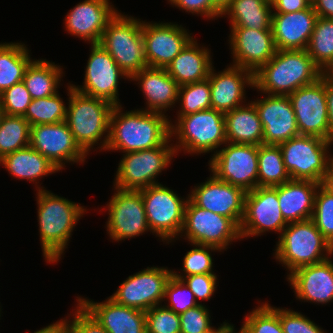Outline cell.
Returning <instances> with one entry per match:
<instances>
[{
    "label": "cell",
    "instance_id": "cell-1",
    "mask_svg": "<svg viewBox=\"0 0 333 333\" xmlns=\"http://www.w3.org/2000/svg\"><path fill=\"white\" fill-rule=\"evenodd\" d=\"M35 195L43 258L46 263L53 265L64 257L72 232L88 209L46 188L37 190Z\"/></svg>",
    "mask_w": 333,
    "mask_h": 333
},
{
    "label": "cell",
    "instance_id": "cell-2",
    "mask_svg": "<svg viewBox=\"0 0 333 333\" xmlns=\"http://www.w3.org/2000/svg\"><path fill=\"white\" fill-rule=\"evenodd\" d=\"M114 105L110 115L109 139L105 151L123 154L163 145L170 137V116L140 108L123 111Z\"/></svg>",
    "mask_w": 333,
    "mask_h": 333
},
{
    "label": "cell",
    "instance_id": "cell-3",
    "mask_svg": "<svg viewBox=\"0 0 333 333\" xmlns=\"http://www.w3.org/2000/svg\"><path fill=\"white\" fill-rule=\"evenodd\" d=\"M66 84L68 106L65 122L76 143L89 156L93 148V152H104L108 144L110 115L114 105L105 99L78 92L70 81Z\"/></svg>",
    "mask_w": 333,
    "mask_h": 333
},
{
    "label": "cell",
    "instance_id": "cell-4",
    "mask_svg": "<svg viewBox=\"0 0 333 333\" xmlns=\"http://www.w3.org/2000/svg\"><path fill=\"white\" fill-rule=\"evenodd\" d=\"M323 71L307 50H277L256 73L254 90L267 95L288 96L300 87L315 83Z\"/></svg>",
    "mask_w": 333,
    "mask_h": 333
},
{
    "label": "cell",
    "instance_id": "cell-5",
    "mask_svg": "<svg viewBox=\"0 0 333 333\" xmlns=\"http://www.w3.org/2000/svg\"><path fill=\"white\" fill-rule=\"evenodd\" d=\"M169 121L171 139L177 155L182 151L191 156L210 152L214 155L227 142L225 117L221 111L210 108L176 116L173 121L169 118Z\"/></svg>",
    "mask_w": 333,
    "mask_h": 333
},
{
    "label": "cell",
    "instance_id": "cell-6",
    "mask_svg": "<svg viewBox=\"0 0 333 333\" xmlns=\"http://www.w3.org/2000/svg\"><path fill=\"white\" fill-rule=\"evenodd\" d=\"M277 238L273 257L287 270V275L333 255V246L312 219L290 222Z\"/></svg>",
    "mask_w": 333,
    "mask_h": 333
},
{
    "label": "cell",
    "instance_id": "cell-7",
    "mask_svg": "<svg viewBox=\"0 0 333 333\" xmlns=\"http://www.w3.org/2000/svg\"><path fill=\"white\" fill-rule=\"evenodd\" d=\"M99 44L130 78L148 67L139 18L120 10L104 29Z\"/></svg>",
    "mask_w": 333,
    "mask_h": 333
},
{
    "label": "cell",
    "instance_id": "cell-8",
    "mask_svg": "<svg viewBox=\"0 0 333 333\" xmlns=\"http://www.w3.org/2000/svg\"><path fill=\"white\" fill-rule=\"evenodd\" d=\"M122 155L114 174L113 187L134 191L160 184L158 175H162V171L173 163V157H177L171 137L159 147Z\"/></svg>",
    "mask_w": 333,
    "mask_h": 333
},
{
    "label": "cell",
    "instance_id": "cell-9",
    "mask_svg": "<svg viewBox=\"0 0 333 333\" xmlns=\"http://www.w3.org/2000/svg\"><path fill=\"white\" fill-rule=\"evenodd\" d=\"M140 192L151 233L166 245L179 240L189 194L181 197L177 191L161 183L149 186Z\"/></svg>",
    "mask_w": 333,
    "mask_h": 333
},
{
    "label": "cell",
    "instance_id": "cell-10",
    "mask_svg": "<svg viewBox=\"0 0 333 333\" xmlns=\"http://www.w3.org/2000/svg\"><path fill=\"white\" fill-rule=\"evenodd\" d=\"M283 162L292 180L321 184L330 159L333 142L316 136L299 135L279 144Z\"/></svg>",
    "mask_w": 333,
    "mask_h": 333
},
{
    "label": "cell",
    "instance_id": "cell-11",
    "mask_svg": "<svg viewBox=\"0 0 333 333\" xmlns=\"http://www.w3.org/2000/svg\"><path fill=\"white\" fill-rule=\"evenodd\" d=\"M180 238L188 244L212 246L221 252L227 251L232 242L242 241L239 227L230 218L200 208L190 199L185 206Z\"/></svg>",
    "mask_w": 333,
    "mask_h": 333
},
{
    "label": "cell",
    "instance_id": "cell-12",
    "mask_svg": "<svg viewBox=\"0 0 333 333\" xmlns=\"http://www.w3.org/2000/svg\"><path fill=\"white\" fill-rule=\"evenodd\" d=\"M209 171L219 180L246 192L258 186V145L226 142L208 162Z\"/></svg>",
    "mask_w": 333,
    "mask_h": 333
},
{
    "label": "cell",
    "instance_id": "cell-13",
    "mask_svg": "<svg viewBox=\"0 0 333 333\" xmlns=\"http://www.w3.org/2000/svg\"><path fill=\"white\" fill-rule=\"evenodd\" d=\"M113 190L109 202L102 208L108 212L105 228L109 239L119 243L147 232L151 234L141 192L116 187Z\"/></svg>",
    "mask_w": 333,
    "mask_h": 333
},
{
    "label": "cell",
    "instance_id": "cell-14",
    "mask_svg": "<svg viewBox=\"0 0 333 333\" xmlns=\"http://www.w3.org/2000/svg\"><path fill=\"white\" fill-rule=\"evenodd\" d=\"M171 276L172 269L168 267L148 266L129 275L109 297L120 305L147 311L163 303Z\"/></svg>",
    "mask_w": 333,
    "mask_h": 333
},
{
    "label": "cell",
    "instance_id": "cell-15",
    "mask_svg": "<svg viewBox=\"0 0 333 333\" xmlns=\"http://www.w3.org/2000/svg\"><path fill=\"white\" fill-rule=\"evenodd\" d=\"M288 224L280 210L277 191L273 187L257 186L246 193L244 215L239 226L242 240L273 231L279 237Z\"/></svg>",
    "mask_w": 333,
    "mask_h": 333
},
{
    "label": "cell",
    "instance_id": "cell-16",
    "mask_svg": "<svg viewBox=\"0 0 333 333\" xmlns=\"http://www.w3.org/2000/svg\"><path fill=\"white\" fill-rule=\"evenodd\" d=\"M90 46L83 85L76 86L72 83L73 88L85 95L105 99L113 105H121L118 93V85L121 83L119 80L130 81V77L100 44Z\"/></svg>",
    "mask_w": 333,
    "mask_h": 333
},
{
    "label": "cell",
    "instance_id": "cell-17",
    "mask_svg": "<svg viewBox=\"0 0 333 333\" xmlns=\"http://www.w3.org/2000/svg\"><path fill=\"white\" fill-rule=\"evenodd\" d=\"M30 146L49 159L61 172L67 165H81L88 155L76 143L65 121L31 126Z\"/></svg>",
    "mask_w": 333,
    "mask_h": 333
},
{
    "label": "cell",
    "instance_id": "cell-18",
    "mask_svg": "<svg viewBox=\"0 0 333 333\" xmlns=\"http://www.w3.org/2000/svg\"><path fill=\"white\" fill-rule=\"evenodd\" d=\"M142 37L148 67L166 68L194 35L176 22L142 20Z\"/></svg>",
    "mask_w": 333,
    "mask_h": 333
},
{
    "label": "cell",
    "instance_id": "cell-19",
    "mask_svg": "<svg viewBox=\"0 0 333 333\" xmlns=\"http://www.w3.org/2000/svg\"><path fill=\"white\" fill-rule=\"evenodd\" d=\"M300 135L316 136L329 141L325 76L315 83L300 87L288 95Z\"/></svg>",
    "mask_w": 333,
    "mask_h": 333
},
{
    "label": "cell",
    "instance_id": "cell-20",
    "mask_svg": "<svg viewBox=\"0 0 333 333\" xmlns=\"http://www.w3.org/2000/svg\"><path fill=\"white\" fill-rule=\"evenodd\" d=\"M191 189L189 199L196 206L230 218L240 226L244 215L245 190L217 179L211 172L205 182Z\"/></svg>",
    "mask_w": 333,
    "mask_h": 333
},
{
    "label": "cell",
    "instance_id": "cell-21",
    "mask_svg": "<svg viewBox=\"0 0 333 333\" xmlns=\"http://www.w3.org/2000/svg\"><path fill=\"white\" fill-rule=\"evenodd\" d=\"M228 36L232 65L256 73L275 54L276 46L272 30L230 27Z\"/></svg>",
    "mask_w": 333,
    "mask_h": 333
},
{
    "label": "cell",
    "instance_id": "cell-22",
    "mask_svg": "<svg viewBox=\"0 0 333 333\" xmlns=\"http://www.w3.org/2000/svg\"><path fill=\"white\" fill-rule=\"evenodd\" d=\"M110 0H83L71 8L64 20V30L88 44H99L104 29L119 12Z\"/></svg>",
    "mask_w": 333,
    "mask_h": 333
},
{
    "label": "cell",
    "instance_id": "cell-23",
    "mask_svg": "<svg viewBox=\"0 0 333 333\" xmlns=\"http://www.w3.org/2000/svg\"><path fill=\"white\" fill-rule=\"evenodd\" d=\"M264 96L252 99L263 127V144L279 145L299 136L290 98L267 94Z\"/></svg>",
    "mask_w": 333,
    "mask_h": 333
},
{
    "label": "cell",
    "instance_id": "cell-24",
    "mask_svg": "<svg viewBox=\"0 0 333 333\" xmlns=\"http://www.w3.org/2000/svg\"><path fill=\"white\" fill-rule=\"evenodd\" d=\"M208 79L211 88V108L223 113L246 104V88L254 89V74L232 64L218 72L212 65Z\"/></svg>",
    "mask_w": 333,
    "mask_h": 333
},
{
    "label": "cell",
    "instance_id": "cell-25",
    "mask_svg": "<svg viewBox=\"0 0 333 333\" xmlns=\"http://www.w3.org/2000/svg\"><path fill=\"white\" fill-rule=\"evenodd\" d=\"M295 298L302 302L327 305L333 302V260L299 267L286 276Z\"/></svg>",
    "mask_w": 333,
    "mask_h": 333
},
{
    "label": "cell",
    "instance_id": "cell-26",
    "mask_svg": "<svg viewBox=\"0 0 333 333\" xmlns=\"http://www.w3.org/2000/svg\"><path fill=\"white\" fill-rule=\"evenodd\" d=\"M75 297L108 333H146L145 311L120 305L110 297L102 302L79 295Z\"/></svg>",
    "mask_w": 333,
    "mask_h": 333
},
{
    "label": "cell",
    "instance_id": "cell-27",
    "mask_svg": "<svg viewBox=\"0 0 333 333\" xmlns=\"http://www.w3.org/2000/svg\"><path fill=\"white\" fill-rule=\"evenodd\" d=\"M135 82L145 99V111L158 112L168 116L178 101V83L165 68L146 67L130 78ZM171 108V109H170Z\"/></svg>",
    "mask_w": 333,
    "mask_h": 333
},
{
    "label": "cell",
    "instance_id": "cell-28",
    "mask_svg": "<svg viewBox=\"0 0 333 333\" xmlns=\"http://www.w3.org/2000/svg\"><path fill=\"white\" fill-rule=\"evenodd\" d=\"M318 15L312 5L304 10L272 14V31L277 50H306Z\"/></svg>",
    "mask_w": 333,
    "mask_h": 333
},
{
    "label": "cell",
    "instance_id": "cell-29",
    "mask_svg": "<svg viewBox=\"0 0 333 333\" xmlns=\"http://www.w3.org/2000/svg\"><path fill=\"white\" fill-rule=\"evenodd\" d=\"M320 183L310 180H289L274 186L284 219L290 222L312 218L315 193Z\"/></svg>",
    "mask_w": 333,
    "mask_h": 333
},
{
    "label": "cell",
    "instance_id": "cell-30",
    "mask_svg": "<svg viewBox=\"0 0 333 333\" xmlns=\"http://www.w3.org/2000/svg\"><path fill=\"white\" fill-rule=\"evenodd\" d=\"M195 39L196 37L165 68L179 86L206 80L213 65L210 48Z\"/></svg>",
    "mask_w": 333,
    "mask_h": 333
},
{
    "label": "cell",
    "instance_id": "cell-31",
    "mask_svg": "<svg viewBox=\"0 0 333 333\" xmlns=\"http://www.w3.org/2000/svg\"><path fill=\"white\" fill-rule=\"evenodd\" d=\"M0 166L17 180H27L35 185V191L44 190L39 181L60 170L31 146L16 150L0 159ZM40 183V185H39Z\"/></svg>",
    "mask_w": 333,
    "mask_h": 333
},
{
    "label": "cell",
    "instance_id": "cell-32",
    "mask_svg": "<svg viewBox=\"0 0 333 333\" xmlns=\"http://www.w3.org/2000/svg\"><path fill=\"white\" fill-rule=\"evenodd\" d=\"M227 142L263 144V127L252 100L224 113Z\"/></svg>",
    "mask_w": 333,
    "mask_h": 333
},
{
    "label": "cell",
    "instance_id": "cell-33",
    "mask_svg": "<svg viewBox=\"0 0 333 333\" xmlns=\"http://www.w3.org/2000/svg\"><path fill=\"white\" fill-rule=\"evenodd\" d=\"M61 65L46 59H35L25 70L23 83L32 99H41L56 94L63 86V75L66 71Z\"/></svg>",
    "mask_w": 333,
    "mask_h": 333
},
{
    "label": "cell",
    "instance_id": "cell-34",
    "mask_svg": "<svg viewBox=\"0 0 333 333\" xmlns=\"http://www.w3.org/2000/svg\"><path fill=\"white\" fill-rule=\"evenodd\" d=\"M272 4L265 0H232L221 14L227 17L229 27L272 30Z\"/></svg>",
    "mask_w": 333,
    "mask_h": 333
},
{
    "label": "cell",
    "instance_id": "cell-35",
    "mask_svg": "<svg viewBox=\"0 0 333 333\" xmlns=\"http://www.w3.org/2000/svg\"><path fill=\"white\" fill-rule=\"evenodd\" d=\"M30 51L21 41L0 43V94L23 80L33 60Z\"/></svg>",
    "mask_w": 333,
    "mask_h": 333
},
{
    "label": "cell",
    "instance_id": "cell-36",
    "mask_svg": "<svg viewBox=\"0 0 333 333\" xmlns=\"http://www.w3.org/2000/svg\"><path fill=\"white\" fill-rule=\"evenodd\" d=\"M291 180L279 145L258 146V186L274 187Z\"/></svg>",
    "mask_w": 333,
    "mask_h": 333
},
{
    "label": "cell",
    "instance_id": "cell-37",
    "mask_svg": "<svg viewBox=\"0 0 333 333\" xmlns=\"http://www.w3.org/2000/svg\"><path fill=\"white\" fill-rule=\"evenodd\" d=\"M313 62L324 71L333 61V19L318 17L306 48Z\"/></svg>",
    "mask_w": 333,
    "mask_h": 333
},
{
    "label": "cell",
    "instance_id": "cell-38",
    "mask_svg": "<svg viewBox=\"0 0 333 333\" xmlns=\"http://www.w3.org/2000/svg\"><path fill=\"white\" fill-rule=\"evenodd\" d=\"M31 126L23 116L4 115L0 123V159L30 146Z\"/></svg>",
    "mask_w": 333,
    "mask_h": 333
},
{
    "label": "cell",
    "instance_id": "cell-39",
    "mask_svg": "<svg viewBox=\"0 0 333 333\" xmlns=\"http://www.w3.org/2000/svg\"><path fill=\"white\" fill-rule=\"evenodd\" d=\"M66 108L67 105L58 91L46 98L32 99L23 117L29 122L30 126L55 124L65 121Z\"/></svg>",
    "mask_w": 333,
    "mask_h": 333
},
{
    "label": "cell",
    "instance_id": "cell-40",
    "mask_svg": "<svg viewBox=\"0 0 333 333\" xmlns=\"http://www.w3.org/2000/svg\"><path fill=\"white\" fill-rule=\"evenodd\" d=\"M268 302L260 300L257 307L244 315L241 325L243 333H284L279 318V307H274Z\"/></svg>",
    "mask_w": 333,
    "mask_h": 333
},
{
    "label": "cell",
    "instance_id": "cell-41",
    "mask_svg": "<svg viewBox=\"0 0 333 333\" xmlns=\"http://www.w3.org/2000/svg\"><path fill=\"white\" fill-rule=\"evenodd\" d=\"M177 116H185L211 108L209 79L179 86Z\"/></svg>",
    "mask_w": 333,
    "mask_h": 333
},
{
    "label": "cell",
    "instance_id": "cell-42",
    "mask_svg": "<svg viewBox=\"0 0 333 333\" xmlns=\"http://www.w3.org/2000/svg\"><path fill=\"white\" fill-rule=\"evenodd\" d=\"M192 249L188 250L183 257L182 269L180 273L172 270V275L177 279L195 274H206L214 272V259L212 252H221L219 249L199 244H190Z\"/></svg>",
    "mask_w": 333,
    "mask_h": 333
},
{
    "label": "cell",
    "instance_id": "cell-43",
    "mask_svg": "<svg viewBox=\"0 0 333 333\" xmlns=\"http://www.w3.org/2000/svg\"><path fill=\"white\" fill-rule=\"evenodd\" d=\"M318 230L333 246V195L319 185L311 218Z\"/></svg>",
    "mask_w": 333,
    "mask_h": 333
},
{
    "label": "cell",
    "instance_id": "cell-44",
    "mask_svg": "<svg viewBox=\"0 0 333 333\" xmlns=\"http://www.w3.org/2000/svg\"><path fill=\"white\" fill-rule=\"evenodd\" d=\"M163 303L165 307L177 314L199 305L195 299L194 293L189 287L186 286L182 280L175 278L173 275L166 285Z\"/></svg>",
    "mask_w": 333,
    "mask_h": 333
},
{
    "label": "cell",
    "instance_id": "cell-45",
    "mask_svg": "<svg viewBox=\"0 0 333 333\" xmlns=\"http://www.w3.org/2000/svg\"><path fill=\"white\" fill-rule=\"evenodd\" d=\"M146 333H181L180 316L163 304L145 311Z\"/></svg>",
    "mask_w": 333,
    "mask_h": 333
},
{
    "label": "cell",
    "instance_id": "cell-46",
    "mask_svg": "<svg viewBox=\"0 0 333 333\" xmlns=\"http://www.w3.org/2000/svg\"><path fill=\"white\" fill-rule=\"evenodd\" d=\"M32 98L23 81L14 84L0 94V106L6 115L24 116Z\"/></svg>",
    "mask_w": 333,
    "mask_h": 333
},
{
    "label": "cell",
    "instance_id": "cell-47",
    "mask_svg": "<svg viewBox=\"0 0 333 333\" xmlns=\"http://www.w3.org/2000/svg\"><path fill=\"white\" fill-rule=\"evenodd\" d=\"M210 314L209 309L204 303L180 313V332L207 333L211 331L215 326L212 325L213 323Z\"/></svg>",
    "mask_w": 333,
    "mask_h": 333
},
{
    "label": "cell",
    "instance_id": "cell-48",
    "mask_svg": "<svg viewBox=\"0 0 333 333\" xmlns=\"http://www.w3.org/2000/svg\"><path fill=\"white\" fill-rule=\"evenodd\" d=\"M279 318L284 333H327L302 312L279 307Z\"/></svg>",
    "mask_w": 333,
    "mask_h": 333
},
{
    "label": "cell",
    "instance_id": "cell-49",
    "mask_svg": "<svg viewBox=\"0 0 333 333\" xmlns=\"http://www.w3.org/2000/svg\"><path fill=\"white\" fill-rule=\"evenodd\" d=\"M181 280L194 293L195 299L199 304H202V301H209L213 298L218 287L217 284H219L216 273L195 274L185 276ZM198 300L202 301L198 302Z\"/></svg>",
    "mask_w": 333,
    "mask_h": 333
},
{
    "label": "cell",
    "instance_id": "cell-50",
    "mask_svg": "<svg viewBox=\"0 0 333 333\" xmlns=\"http://www.w3.org/2000/svg\"><path fill=\"white\" fill-rule=\"evenodd\" d=\"M65 318L72 333H108L78 302Z\"/></svg>",
    "mask_w": 333,
    "mask_h": 333
},
{
    "label": "cell",
    "instance_id": "cell-51",
    "mask_svg": "<svg viewBox=\"0 0 333 333\" xmlns=\"http://www.w3.org/2000/svg\"><path fill=\"white\" fill-rule=\"evenodd\" d=\"M167 2L180 11L204 17L207 21L221 18V13L212 5L211 0H167Z\"/></svg>",
    "mask_w": 333,
    "mask_h": 333
},
{
    "label": "cell",
    "instance_id": "cell-52",
    "mask_svg": "<svg viewBox=\"0 0 333 333\" xmlns=\"http://www.w3.org/2000/svg\"><path fill=\"white\" fill-rule=\"evenodd\" d=\"M311 4L307 0H274L273 13H290L307 9Z\"/></svg>",
    "mask_w": 333,
    "mask_h": 333
},
{
    "label": "cell",
    "instance_id": "cell-53",
    "mask_svg": "<svg viewBox=\"0 0 333 333\" xmlns=\"http://www.w3.org/2000/svg\"><path fill=\"white\" fill-rule=\"evenodd\" d=\"M326 102L328 109L329 141L333 142V79L325 76Z\"/></svg>",
    "mask_w": 333,
    "mask_h": 333
},
{
    "label": "cell",
    "instance_id": "cell-54",
    "mask_svg": "<svg viewBox=\"0 0 333 333\" xmlns=\"http://www.w3.org/2000/svg\"><path fill=\"white\" fill-rule=\"evenodd\" d=\"M33 333H72V330L66 318H60L55 323L53 322L46 327H42L41 329L34 331Z\"/></svg>",
    "mask_w": 333,
    "mask_h": 333
},
{
    "label": "cell",
    "instance_id": "cell-55",
    "mask_svg": "<svg viewBox=\"0 0 333 333\" xmlns=\"http://www.w3.org/2000/svg\"><path fill=\"white\" fill-rule=\"evenodd\" d=\"M312 7L318 17L333 19V0H313Z\"/></svg>",
    "mask_w": 333,
    "mask_h": 333
},
{
    "label": "cell",
    "instance_id": "cell-56",
    "mask_svg": "<svg viewBox=\"0 0 333 333\" xmlns=\"http://www.w3.org/2000/svg\"><path fill=\"white\" fill-rule=\"evenodd\" d=\"M320 185L333 195V157L329 161L327 170L325 171Z\"/></svg>",
    "mask_w": 333,
    "mask_h": 333
},
{
    "label": "cell",
    "instance_id": "cell-57",
    "mask_svg": "<svg viewBox=\"0 0 333 333\" xmlns=\"http://www.w3.org/2000/svg\"><path fill=\"white\" fill-rule=\"evenodd\" d=\"M232 0H211L212 5L222 14Z\"/></svg>",
    "mask_w": 333,
    "mask_h": 333
},
{
    "label": "cell",
    "instance_id": "cell-58",
    "mask_svg": "<svg viewBox=\"0 0 333 333\" xmlns=\"http://www.w3.org/2000/svg\"><path fill=\"white\" fill-rule=\"evenodd\" d=\"M233 324L231 322H226V320L220 324L218 327H214L211 331L207 333H225Z\"/></svg>",
    "mask_w": 333,
    "mask_h": 333
},
{
    "label": "cell",
    "instance_id": "cell-59",
    "mask_svg": "<svg viewBox=\"0 0 333 333\" xmlns=\"http://www.w3.org/2000/svg\"><path fill=\"white\" fill-rule=\"evenodd\" d=\"M323 75L333 79V61L332 63L323 71Z\"/></svg>",
    "mask_w": 333,
    "mask_h": 333
},
{
    "label": "cell",
    "instance_id": "cell-60",
    "mask_svg": "<svg viewBox=\"0 0 333 333\" xmlns=\"http://www.w3.org/2000/svg\"><path fill=\"white\" fill-rule=\"evenodd\" d=\"M235 327L233 324L225 333H243L241 328L238 331Z\"/></svg>",
    "mask_w": 333,
    "mask_h": 333
},
{
    "label": "cell",
    "instance_id": "cell-61",
    "mask_svg": "<svg viewBox=\"0 0 333 333\" xmlns=\"http://www.w3.org/2000/svg\"><path fill=\"white\" fill-rule=\"evenodd\" d=\"M4 115H5V113H4L3 109H2V107L0 106V123H1V120H2V118H3Z\"/></svg>",
    "mask_w": 333,
    "mask_h": 333
},
{
    "label": "cell",
    "instance_id": "cell-62",
    "mask_svg": "<svg viewBox=\"0 0 333 333\" xmlns=\"http://www.w3.org/2000/svg\"><path fill=\"white\" fill-rule=\"evenodd\" d=\"M265 1H267V2H269V3L272 4L274 0H265Z\"/></svg>",
    "mask_w": 333,
    "mask_h": 333
},
{
    "label": "cell",
    "instance_id": "cell-63",
    "mask_svg": "<svg viewBox=\"0 0 333 333\" xmlns=\"http://www.w3.org/2000/svg\"><path fill=\"white\" fill-rule=\"evenodd\" d=\"M0 303H1V302H0ZM2 310H3V309H2V307L0 306V317H1V314H2V313H1ZM0 319H1V318H0Z\"/></svg>",
    "mask_w": 333,
    "mask_h": 333
},
{
    "label": "cell",
    "instance_id": "cell-64",
    "mask_svg": "<svg viewBox=\"0 0 333 333\" xmlns=\"http://www.w3.org/2000/svg\"><path fill=\"white\" fill-rule=\"evenodd\" d=\"M311 5H312V3H313V0H307Z\"/></svg>",
    "mask_w": 333,
    "mask_h": 333
}]
</instances>
